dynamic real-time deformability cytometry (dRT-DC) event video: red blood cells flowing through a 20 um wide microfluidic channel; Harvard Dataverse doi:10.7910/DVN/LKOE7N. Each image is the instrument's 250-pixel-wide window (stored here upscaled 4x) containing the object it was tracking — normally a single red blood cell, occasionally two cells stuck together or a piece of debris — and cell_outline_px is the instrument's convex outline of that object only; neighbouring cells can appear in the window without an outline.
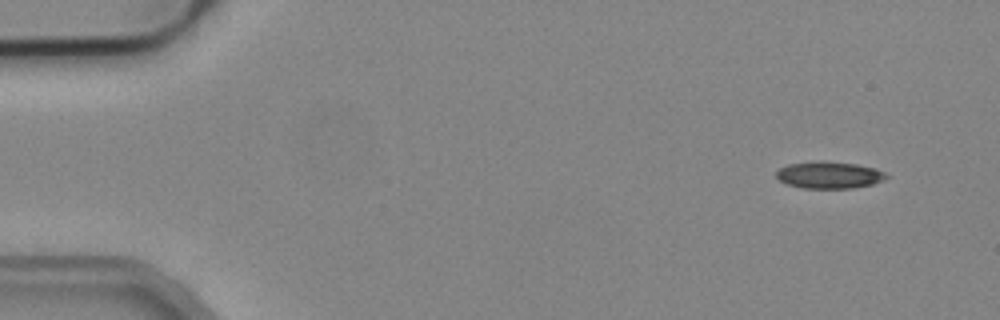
{"species": "common noctule bat (a hibernating species)", "species_latin": "Nyctalus noctula", "temperature_condition": "cold", "stored_images_in_passage": 5, "camera_frame_rate_fps": 3000, "um_per_image_px": 0.085, "animal": {"sex": "male", "body_mass_g": 19.2, "forearm_length_mm": 51.8}, "frame": {"image": 1, "passage_image": 1, "time_ms": 0.0, "image_size_px": [1000, 320], "cell_outline_px": [[892, 176], [884, 180], [872, 184], [852, 188], [800, 188], [788, 184], [780, 180], [776, 176], [776, 172], [780, 168], [788, 164], [856, 164], [876, 168]], "centroid_in_image_um": [70.56, 14.93], "position_along_channel_um": 14.4, "area_um2": 16.42}}
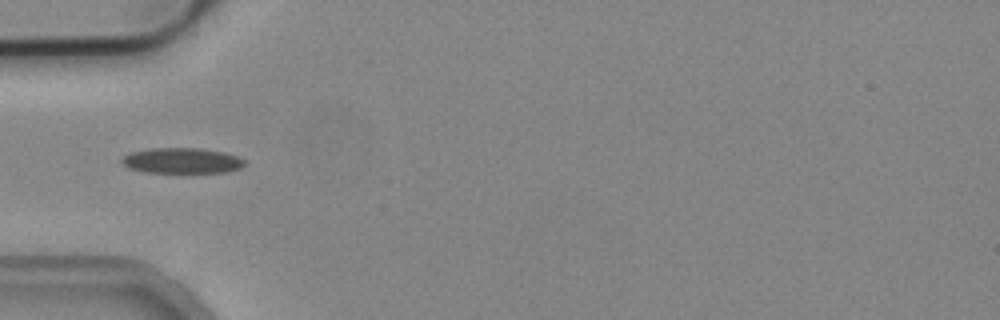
{"frame": {"image": 2, "passage_image": 4, "time_ms": 1.0, "image_size_px": [1000, 320], "cell_outline_px": [[244, 164], [240, 168], [228, 172], [144, 172], [128, 168], [120, 160], [124, 156], [132, 152], [148, 148], [200, 148], [224, 152], [236, 156], [244, 160]], "centroid_in_image_um": [15.44, 13.65], "position_along_channel_um": 69.6, "area_um2": 18.15}}